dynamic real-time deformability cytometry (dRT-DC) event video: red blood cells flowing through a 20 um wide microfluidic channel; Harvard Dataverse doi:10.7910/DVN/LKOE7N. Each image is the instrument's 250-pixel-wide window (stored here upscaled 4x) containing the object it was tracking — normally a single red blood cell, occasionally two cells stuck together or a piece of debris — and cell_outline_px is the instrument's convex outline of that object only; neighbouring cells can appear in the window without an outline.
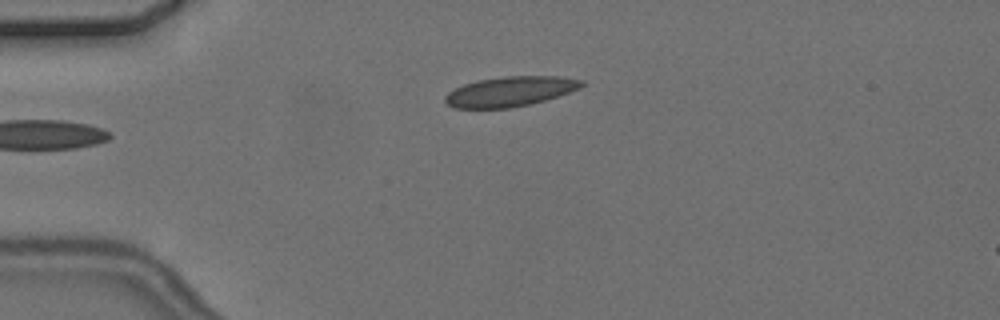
{"species": "common noctule bat (a hibernating species)", "species_latin": "Nyctalus noctula", "temperature_condition": "cold", "stored_images_in_passage": 5, "camera_frame_rate_fps": 3000, "um_per_image_px": 0.085, "animal": {"sex": "female", "body_mass_g": 24.6, "forearm_length_mm": 56.2}, "frame": {"image": 1, "passage_image": 5, "time_ms": 4.667, "image_size_px": [1000, 320], "cell_outline_px": [[588, 84], [580, 88], [544, 100], [512, 108], [452, 108], [444, 100], [444, 96], [448, 92], [464, 84], [480, 80], [504, 76], [556, 76], [584, 80]], "centroid_in_image_um": [43.37, 7.77], "position_along_channel_um": 41.6, "area_um2": 23.7}}